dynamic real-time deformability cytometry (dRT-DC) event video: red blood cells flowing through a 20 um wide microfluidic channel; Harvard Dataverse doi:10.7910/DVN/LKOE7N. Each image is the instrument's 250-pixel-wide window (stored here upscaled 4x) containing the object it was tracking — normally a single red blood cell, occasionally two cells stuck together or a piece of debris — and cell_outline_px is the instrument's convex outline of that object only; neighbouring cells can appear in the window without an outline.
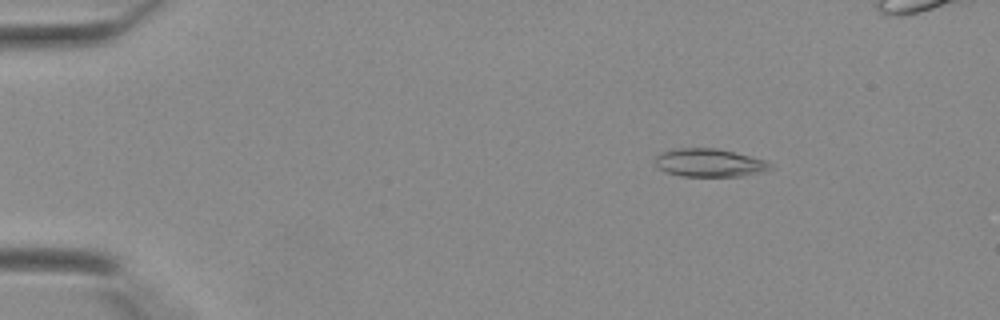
{"species": "Egyptian fruit bat (a non-hibernating species)", "species_latin": "Rousettus aegyptiacus", "temperature_condition": "warm", "stored_images_in_passage": 44, "camera_frame_rate_fps": 3000, "um_per_image_px": 0.085, "animal": {"sex": "female"}, "frame": {"image": 1, "passage_image": 7, "time_ms": 2.0, "image_size_px": [1000, 320], "cell_outline_px": [[772, 168], [760, 172], [744, 176], [680, 176], [668, 172], [660, 168], [652, 160], [656, 152], [676, 148], [716, 148], [764, 160], [772, 164]], "centroid_in_image_um": [60.21, 13.83], "position_along_channel_um": 24.8, "area_um2": 18.9}}
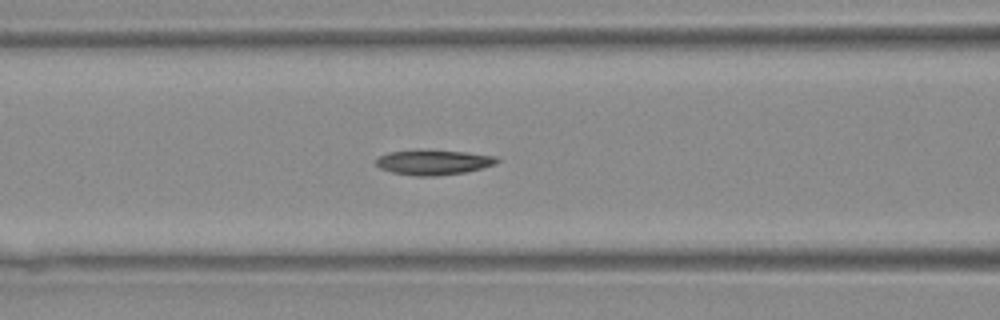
{"frame": {"image": 2, "passage_image": 19, "time_ms": 6.0, "image_size_px": [1000, 320], "cell_outline_px": [[500, 160], [496, 164], [464, 172], [436, 176], [416, 176], [392, 172], [380, 168], [376, 164], [376, 156], [388, 152], [420, 148], [468, 152], [496, 156]], "centroid_in_image_um": [36.81, 13.76], "position_along_channel_um": 129.8, "area_um2": 18.09}}
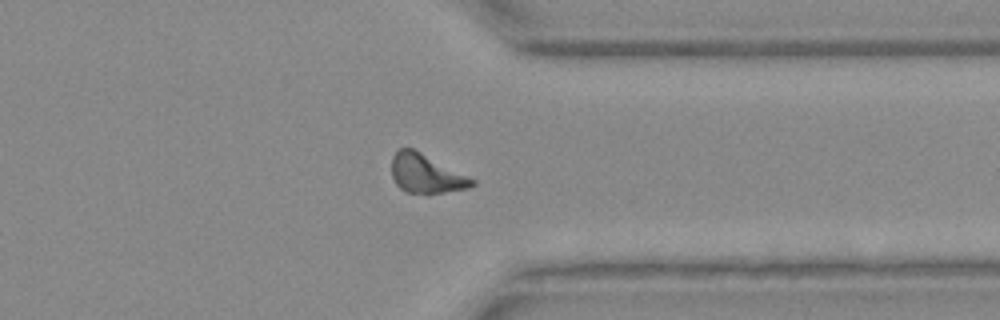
{"frame": {"image": 3, "passage_image": 34, "time_ms": 11.0, "image_size_px": [1000, 320], "cell_outline_px": [[476, 184], [468, 188], [444, 192], [408, 192], [400, 188], [396, 184], [392, 176], [392, 156], [400, 148], [412, 148], [476, 180]], "centroid_in_image_um": [36.21, 14.75], "position_along_channel_um": 375.2, "area_um2": 17.74}}